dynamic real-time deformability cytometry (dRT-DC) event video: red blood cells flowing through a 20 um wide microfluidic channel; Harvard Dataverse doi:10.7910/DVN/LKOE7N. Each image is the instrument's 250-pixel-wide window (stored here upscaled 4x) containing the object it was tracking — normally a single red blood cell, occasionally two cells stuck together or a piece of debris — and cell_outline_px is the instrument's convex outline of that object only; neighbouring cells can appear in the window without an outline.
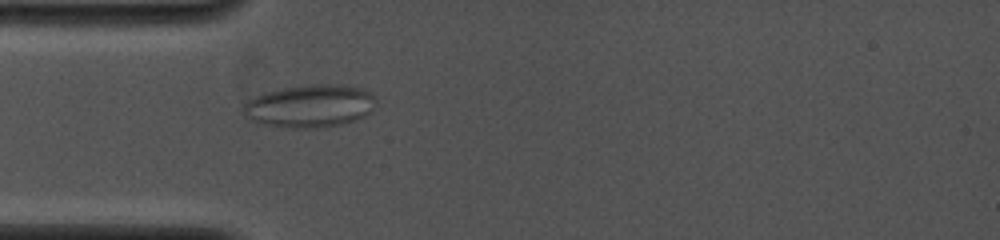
{"species": "common noctule bat (a hibernating species)", "species_latin": "Nyctalus noctula", "temperature_condition": "cold", "stored_images_in_passage": 3, "camera_frame_rate_fps": 4000, "um_per_image_px": 0.085, "animal": {"sex": "female", "body_mass_g": 19.0, "forearm_length_mm": 53.3}, "frame": {"image": 1, "passage_image": 3, "time_ms": 1.0, "image_size_px": [1000, 240], "cell_outline_px": [[376, 100], [372, 112], [364, 116], [340, 124], [316, 128], [292, 128], [264, 124], [252, 120], [240, 108], [248, 100], [264, 92], [284, 88], [312, 84], [344, 84], [364, 88]], "centroid_in_image_um": [26.36, 8.99], "position_along_channel_um": 58.6, "area_um2": 32.95}}